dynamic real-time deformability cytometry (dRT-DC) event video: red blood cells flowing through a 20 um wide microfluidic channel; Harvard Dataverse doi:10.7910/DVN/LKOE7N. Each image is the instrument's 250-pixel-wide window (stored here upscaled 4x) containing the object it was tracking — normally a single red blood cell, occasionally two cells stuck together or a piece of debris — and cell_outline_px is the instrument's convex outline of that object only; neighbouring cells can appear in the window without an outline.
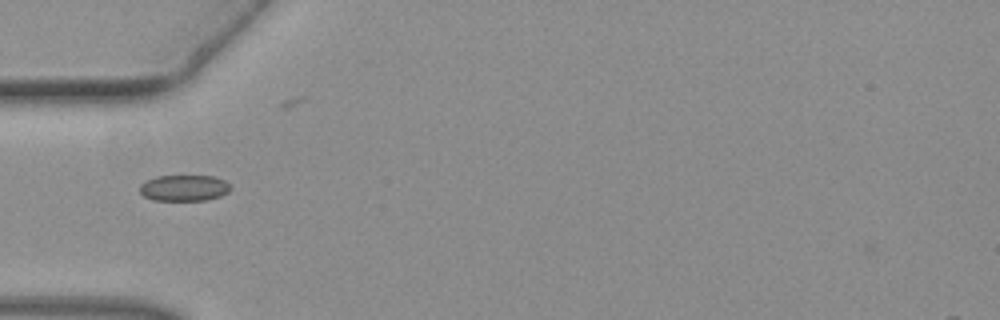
{"species": "common noctule bat (a hibernating species)", "species_latin": "Nyctalus noctula", "temperature_condition": "warm", "stored_images_in_passage": 35, "camera_frame_rate_fps": 3000, "um_per_image_px": 0.085, "animal": {"sex": "female", "body_mass_g": 19.3, "forearm_length_mm": 54.1}, "frame": {"image": 1, "passage_image": 1, "time_ms": 0.0, "image_size_px": [1000, 320], "cell_outline_px": [[232, 188], [228, 192], [220, 196], [204, 200], [156, 200], [144, 196], [140, 192], [140, 184], [144, 180], [156, 176], [212, 176], [224, 180]], "centroid_in_image_um": [15.63, 15.97], "position_along_channel_um": 69.4, "area_um2": 13.76}}
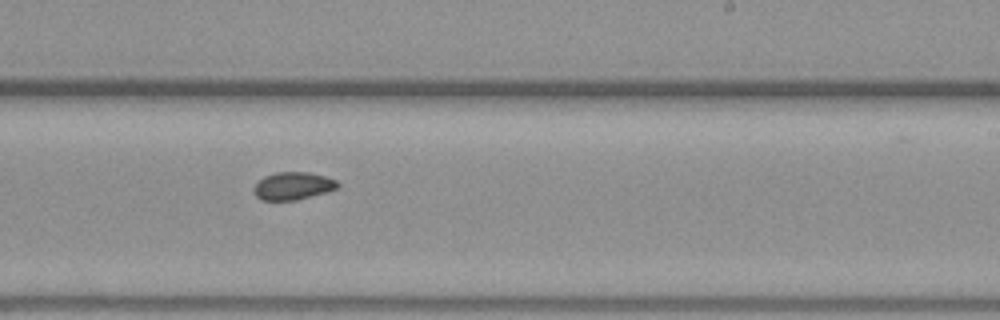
{"frame": {"image": 2, "passage_image": 15, "time_ms": 4.667, "image_size_px": [1000, 320], "cell_outline_px": [[340, 184], [336, 188], [324, 192], [296, 200], [260, 200], [256, 196], [252, 188], [264, 176], [276, 172], [308, 172], [324, 176], [336, 180]], "centroid_in_image_um": [24.86, 15.8], "position_along_channel_um": 264.1, "area_um2": 13.35}}
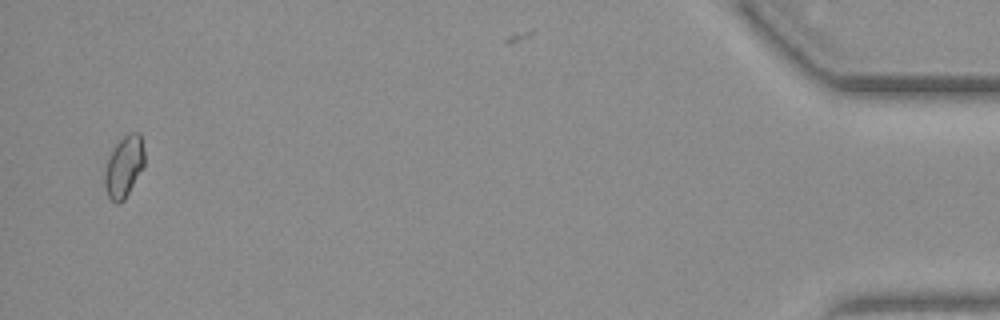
{"frame": {"image": 3, "passage_image": 33, "time_ms": 10.667, "image_size_px": [1000, 320], "cell_outline_px": [[144, 168], [124, 200], [116, 204], [108, 196], [104, 188], [104, 172], [108, 160], [116, 144], [128, 132], [140, 132], [144, 152]], "centroid_in_image_um": [10.55, 14.17], "position_along_channel_um": 424.6, "area_um2": 14.28}}